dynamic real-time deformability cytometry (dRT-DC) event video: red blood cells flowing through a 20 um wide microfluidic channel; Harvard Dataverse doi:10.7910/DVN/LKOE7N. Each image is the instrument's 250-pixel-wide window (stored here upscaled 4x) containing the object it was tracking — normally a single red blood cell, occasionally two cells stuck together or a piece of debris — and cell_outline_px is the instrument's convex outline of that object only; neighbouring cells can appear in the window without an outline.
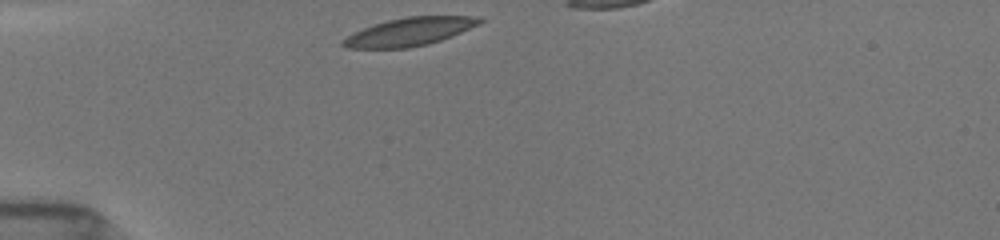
{"species": "common noctule bat (a hibernating species)", "species_latin": "Nyctalus noctula", "temperature_condition": "room temperature", "stored_images_in_passage": 30, "camera_frame_rate_fps": 3000, "um_per_image_px": 0.085, "animal": {"sex": "female", "body_mass_g": 19.5, "forearm_length_mm": 54.1}, "frame": {"image": 1, "passage_image": 1, "time_ms": 0.0, "image_size_px": [1000, 240], "cell_outline_px": [[484, 20], [480, 24], [440, 40], [428, 44], [408, 48], [344, 48], [340, 44], [340, 40], [364, 28], [388, 20], [408, 16], [480, 16]], "centroid_in_image_um": [34.81, 2.7], "position_along_channel_um": 50.2, "area_um2": 22.2}}
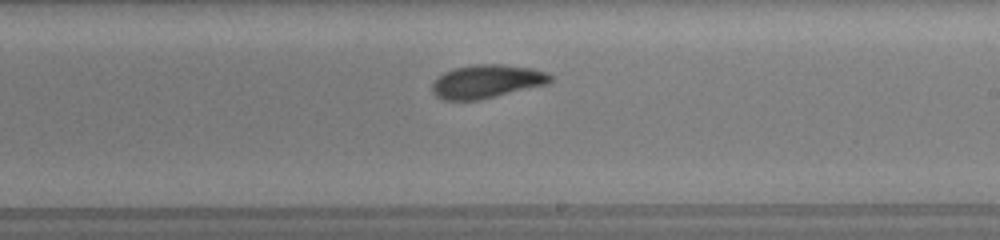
{"frame": {"image": 2, "passage_image": 18, "time_ms": 5.667, "image_size_px": [1000, 240], "cell_outline_px": [[552, 80], [548, 84], [480, 100], [444, 100], [436, 96], [432, 92], [432, 84], [444, 72], [452, 68], [476, 64], [500, 64], [532, 68], [548, 72], [552, 76]], "centroid_in_image_um": [41.39, 6.92], "position_along_channel_um": 247.6, "area_um2": 23.12}}
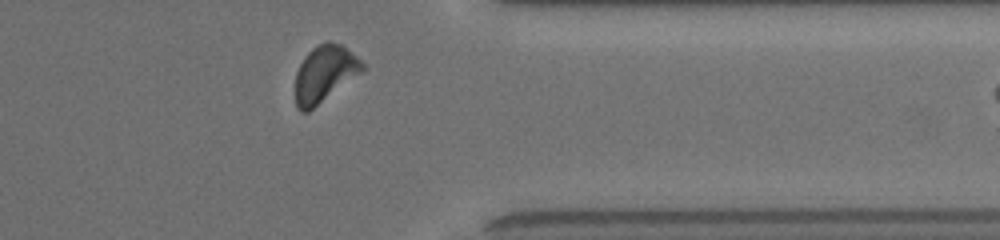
{"frame": {"image": 3, "passage_image": 29, "time_ms": 9.333, "image_size_px": [1000, 240], "cell_outline_px": [[364, 72], [308, 112], [300, 112], [296, 108], [296, 72], [304, 56], [312, 48], [328, 40], [340, 44], [356, 56], [364, 64]], "centroid_in_image_um": [27.6, 6.29], "position_along_channel_um": 383.8, "area_um2": 22.2}}